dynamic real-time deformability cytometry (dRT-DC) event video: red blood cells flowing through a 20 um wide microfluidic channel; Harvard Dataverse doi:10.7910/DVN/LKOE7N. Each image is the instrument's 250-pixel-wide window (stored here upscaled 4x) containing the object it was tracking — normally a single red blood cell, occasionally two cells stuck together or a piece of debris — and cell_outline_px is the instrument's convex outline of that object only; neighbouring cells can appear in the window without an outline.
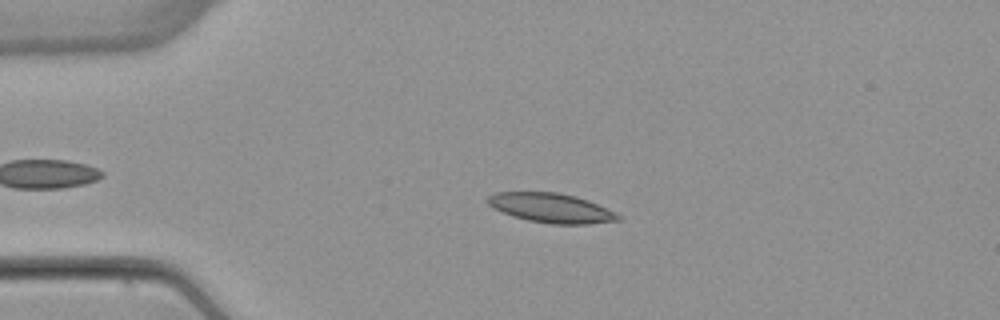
{"species": "common noctule bat (a hibernating species)", "species_latin": "Nyctalus noctula", "temperature_condition": "warm", "stored_images_in_passage": 47, "camera_frame_rate_fps": 3000, "um_per_image_px": 0.085, "animal": {"sex": "female", "body_mass_g": 22.7, "forearm_length_mm": 54.2}, "frame": {"image": 1, "passage_image": 11, "time_ms": 3.333, "image_size_px": [1000, 320], "cell_outline_px": [[624, 216], [620, 220], [588, 224], [552, 224], [528, 220], [512, 216], [492, 208], [488, 204], [488, 196], [496, 192], [556, 192], [576, 196], [588, 200], [616, 212]], "centroid_in_image_um": [46.88, 17.68], "position_along_channel_um": 38.1, "area_um2": 22.48}}
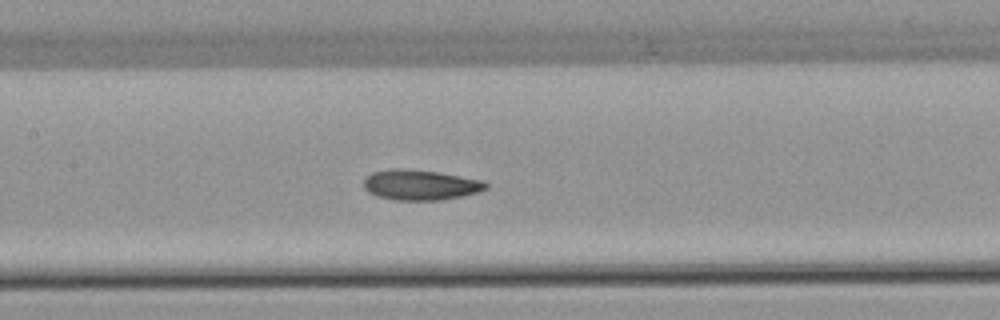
{"frame": {"image": 2, "passage_image": 24, "time_ms": 7.667, "image_size_px": [1000, 320], "cell_outline_px": [[488, 188], [476, 192], [460, 196], [440, 200], [392, 200], [368, 192], [364, 188], [364, 176], [372, 172], [388, 168], [404, 168], [436, 172], [484, 180], [488, 184]], "centroid_in_image_um": [35.69, 15.7], "position_along_channel_um": 171.7, "area_um2": 21.62}}
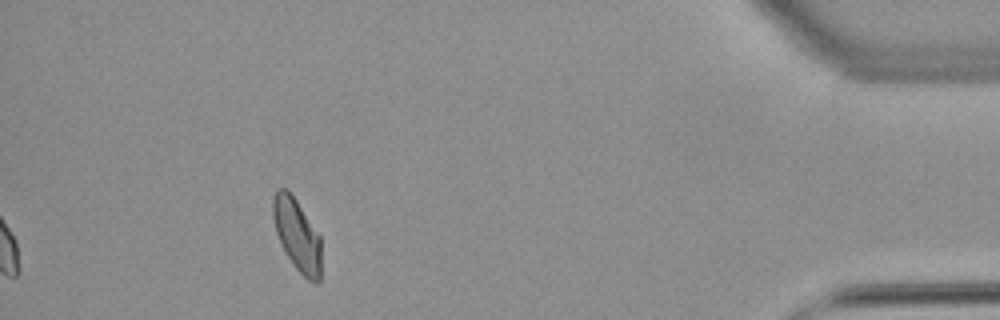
{"frame": {"image": 3, "passage_image": 47, "time_ms": 15.333, "image_size_px": [1000, 320], "cell_outline_px": [[320, 280], [316, 284], [308, 280], [292, 264], [276, 232], [272, 216], [272, 200], [276, 192], [280, 188], [288, 188], [320, 236]], "centroid_in_image_um": [25.24, 19.95], "position_along_channel_um": 410.0, "area_um2": 20.0}, "authors_computed_cell_mechanics": {"area_um2": 21.4438, "velocity_mm_per_s": 3.8622, "shape_relaxation_time_tau1_ms": 7.8629, "shape_relaxation_time_tau2_ms": 4.4414, "deformation_change_tau1": 0.157, "deformation_change_tau2": 0.0943}}